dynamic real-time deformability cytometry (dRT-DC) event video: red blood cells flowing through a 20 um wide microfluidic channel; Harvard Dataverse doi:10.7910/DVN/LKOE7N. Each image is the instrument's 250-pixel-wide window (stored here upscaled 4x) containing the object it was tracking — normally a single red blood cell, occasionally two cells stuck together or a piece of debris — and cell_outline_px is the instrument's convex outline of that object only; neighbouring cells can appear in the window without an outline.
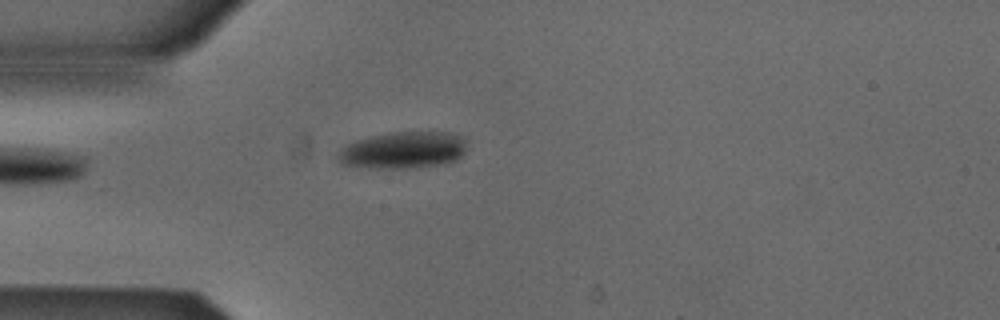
{"species": "Egyptian fruit bat (a non-hibernating species)", "species_latin": "Rousettus aegyptiacus", "temperature_condition": "cold", "stored_images_in_passage": 39, "camera_frame_rate_fps": 3000, "um_per_image_px": 0.085, "animal": {"sex": "male"}, "frame": {"image": 1, "passage_image": 1, "time_ms": 0.0, "image_size_px": [1000, 320], "cell_outline_px": [[464, 152], [456, 160], [444, 164], [404, 168], [372, 168], [344, 164], [336, 156], [348, 144], [356, 140], [372, 136], [392, 132], [448, 132], [464, 140]], "centroid_in_image_um": [34.27, 12.76], "position_along_channel_um": 50.7, "area_um2": 27.05}}
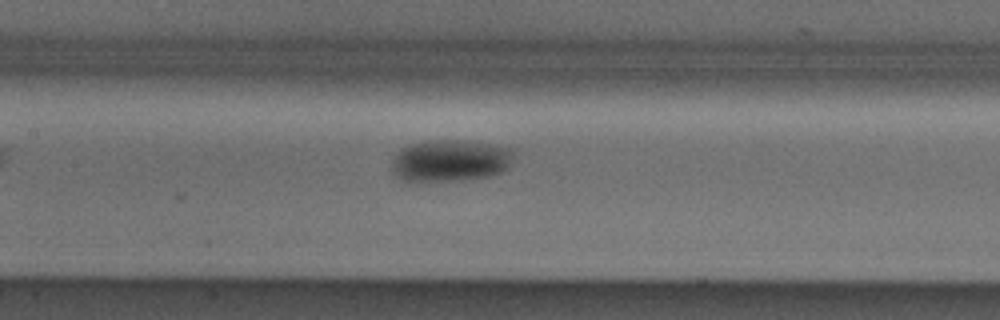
{"frame": {"image": 2, "passage_image": 11, "time_ms": 3.333, "image_size_px": [1000, 320], "cell_outline_px": [[512, 156], [508, 164], [500, 172], [484, 176], [464, 180], [400, 180], [392, 172], [392, 160], [400, 148], [408, 144], [428, 140], [464, 140], [512, 148]], "centroid_in_image_um": [38.19, 13.63], "position_along_channel_um": 169.2, "area_um2": 29.36}}
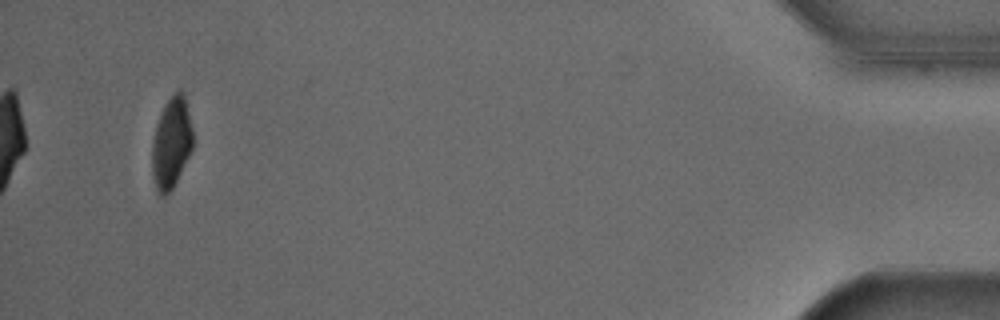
{"frame": {"image": 3, "passage_image": 37, "time_ms": 12.0, "image_size_px": [1000, 320], "cell_outline_px": [[192, 148], [172, 188], [164, 196], [160, 196], [156, 192], [152, 176], [152, 140], [160, 112], [168, 100], [176, 92], [180, 92], [184, 96], [192, 128]], "centroid_in_image_um": [14.53, 12.2], "position_along_channel_um": 420.7, "area_um2": 21.15}, "authors_computed_cell_mechanics": {"area_um2": 26.6458, "velocity_mm_per_s": 3.8492, "shape_relaxation_time_tau1_ms": 2.091, "shape_relaxation_time_tau2_ms": null, "deformation_change_tau1": 0.0845, "deformation_change_tau2": null}}